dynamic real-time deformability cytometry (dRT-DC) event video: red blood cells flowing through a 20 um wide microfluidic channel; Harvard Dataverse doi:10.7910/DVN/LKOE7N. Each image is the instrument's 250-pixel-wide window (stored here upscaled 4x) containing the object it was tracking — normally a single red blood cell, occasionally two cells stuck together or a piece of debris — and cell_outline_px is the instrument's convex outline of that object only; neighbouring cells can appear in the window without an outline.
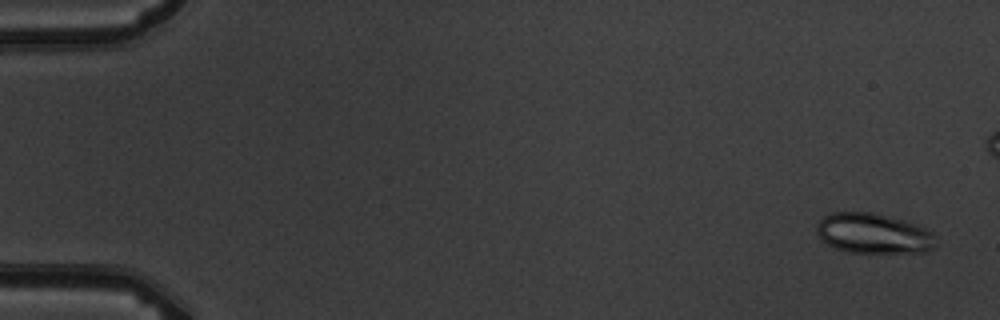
{"species": "common noctule bat (a hibernating species)", "species_latin": "Nyctalus noctula", "temperature_condition": "warm", "stored_images_in_passage": 5, "camera_frame_rate_fps": 3000, "um_per_image_px": 0.085, "animal": {"sex": "male", "body_mass_g": 19.5, "forearm_length_mm": 54.6}, "frame": {"image": 1, "passage_image": 1, "time_ms": 0.0, "image_size_px": [1000, 320], "cell_outline_px": [[936, 248], [924, 252], [848, 252], [836, 248], [820, 240], [816, 232], [816, 224], [824, 216], [832, 212], [876, 212], [904, 220], [924, 228], [932, 232], [936, 244]], "centroid_in_image_um": [74.22, 19.83], "position_along_channel_um": 10.8, "area_um2": 28.03}}